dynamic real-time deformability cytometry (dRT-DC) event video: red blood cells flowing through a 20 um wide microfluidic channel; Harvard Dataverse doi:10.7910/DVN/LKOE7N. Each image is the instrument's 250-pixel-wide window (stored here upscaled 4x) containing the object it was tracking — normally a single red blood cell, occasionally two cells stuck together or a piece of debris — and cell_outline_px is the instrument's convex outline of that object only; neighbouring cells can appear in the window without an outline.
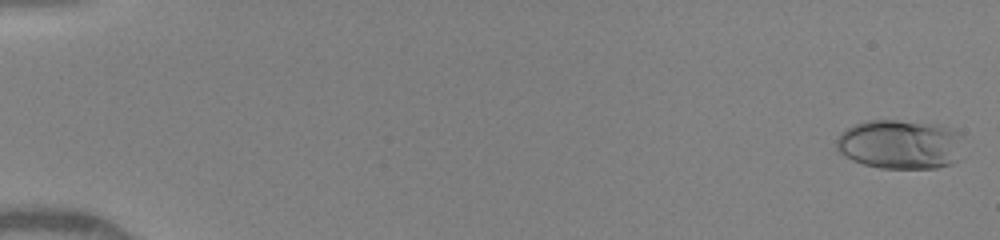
{"species": "human", "species_latin": "Homo sapiens", "temperature_condition": "warm", "stored_images_in_passage": 51, "camera_frame_rate_fps": 3000, "um_per_image_px": 0.085, "donor": {"sex": "female"}, "frame": {"image": 1, "passage_image": 2, "time_ms": 0.333, "image_size_px": [1000, 240], "cell_outline_px": [[960, 136], [956, 160], [952, 164], [936, 168], [880, 168], [864, 164], [852, 160], [844, 156], [836, 148], [836, 140], [840, 132], [856, 124], [868, 120], [896, 120], [940, 124], [952, 128], [960, 132]], "centroid_in_image_um": [76.47, 12.26], "position_along_channel_um": 8.5, "area_um2": 36.47}}
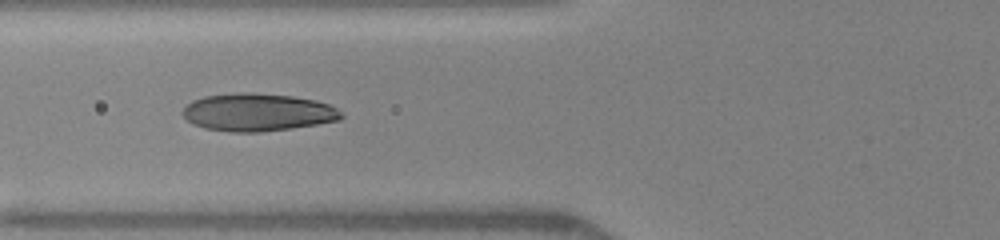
{"frame": {"image": 2, "passage_image": 43, "time_ms": 6.667, "image_size_px": [1000, 240], "cell_outline_px": [[344, 116], [340, 120], [292, 128], [260, 132], [232, 132], [204, 128], [192, 124], [180, 112], [192, 100], [204, 96], [236, 92], [252, 92], [292, 96], [316, 100], [328, 104], [336, 108]], "centroid_in_image_um": [21.88, 9.54], "position_along_channel_um": 103.9, "area_um2": 34.97}}
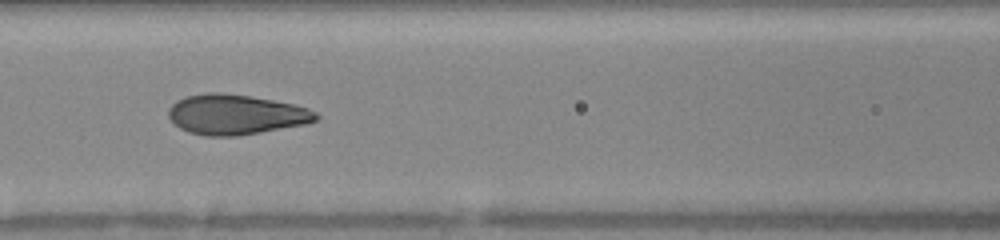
{"frame": {"image": 3, "passage_image": 50, "time_ms": 7.667, "image_size_px": [1000, 240], "cell_outline_px": [[320, 116], [316, 120], [304, 124], [260, 132], [236, 136], [204, 136], [188, 132], [180, 128], [168, 116], [168, 108], [176, 100], [184, 96], [204, 92], [220, 92], [252, 96], [292, 104], [308, 108], [316, 112]], "centroid_in_image_um": [20.0, 9.72], "position_along_channel_um": 146.6, "area_um2": 34.51}}